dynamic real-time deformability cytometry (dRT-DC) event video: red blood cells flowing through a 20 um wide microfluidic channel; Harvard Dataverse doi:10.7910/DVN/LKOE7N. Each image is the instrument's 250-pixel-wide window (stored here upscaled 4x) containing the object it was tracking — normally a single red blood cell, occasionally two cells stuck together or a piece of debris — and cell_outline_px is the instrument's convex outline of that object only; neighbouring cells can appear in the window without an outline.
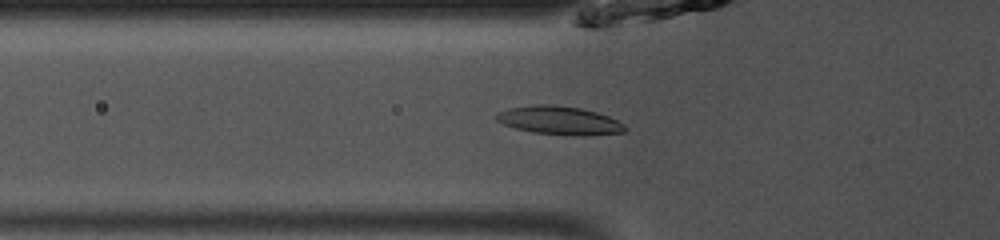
{"species": "common noctule bat (a hibernating species)", "species_latin": "Nyctalus noctula", "temperature_condition": "room temperature", "stored_images_in_passage": 49, "camera_frame_rate_fps": 3000, "um_per_image_px": 0.085, "animal": {"sex": "male", "body_mass_g": 13.0, "forearm_length_mm": 53.1}, "frame": {"image": 1, "passage_image": 17, "time_ms": 5.333, "image_size_px": [1000, 240], "cell_outline_px": [[628, 128], [624, 132], [588, 136], [584, 136], [532, 132], [516, 128], [504, 124], [496, 120], [496, 112], [508, 108], [536, 104], [552, 104], [580, 108], [596, 112], [608, 116], [624, 124]], "centroid_in_image_um": [47.55, 10.23], "position_along_channel_um": 78.2, "area_um2": 21.33}}
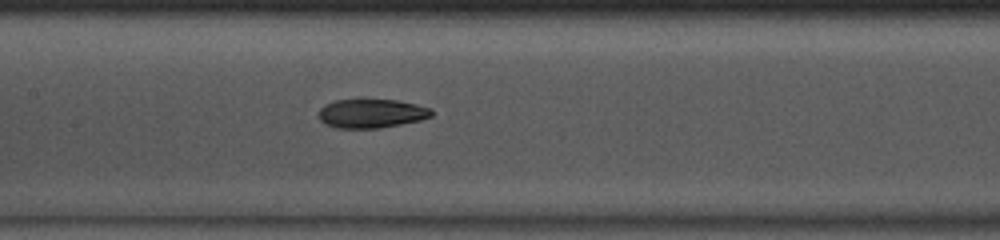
{"frame": {"image": 2, "passage_image": 24, "time_ms": 7.667, "image_size_px": [1000, 240], "cell_outline_px": [[432, 116], [420, 120], [380, 128], [336, 128], [324, 124], [320, 120], [320, 108], [324, 104], [336, 100], [396, 100], [416, 104], [432, 108]], "centroid_in_image_um": [31.57, 9.65], "position_along_channel_um": 175.8, "area_um2": 18.96}}
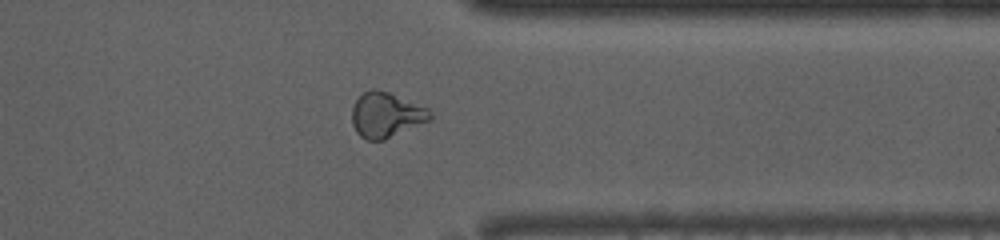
{"frame": {"image": 3, "passage_image": 39, "time_ms": 12.667, "image_size_px": [1000, 240], "cell_outline_px": [[432, 120], [384, 140], [368, 140], [360, 136], [356, 132], [352, 124], [352, 108], [356, 100], [364, 92], [372, 88], [376, 88], [388, 92], [428, 108], [432, 112]], "centroid_in_image_um": [32.83, 9.77], "position_along_channel_um": 378.6, "area_um2": 20.63}, "authors_computed_cell_mechanics": {"area_um2": 19.941, "velocity_mm_per_s": 4.1097, "shape_relaxation_time_tau1_ms": 10.079, "shape_relaxation_time_tau2_ms": 1.0998, "deformation_change_tau1": 0.2264, "deformation_change_tau2": 0.0632}}